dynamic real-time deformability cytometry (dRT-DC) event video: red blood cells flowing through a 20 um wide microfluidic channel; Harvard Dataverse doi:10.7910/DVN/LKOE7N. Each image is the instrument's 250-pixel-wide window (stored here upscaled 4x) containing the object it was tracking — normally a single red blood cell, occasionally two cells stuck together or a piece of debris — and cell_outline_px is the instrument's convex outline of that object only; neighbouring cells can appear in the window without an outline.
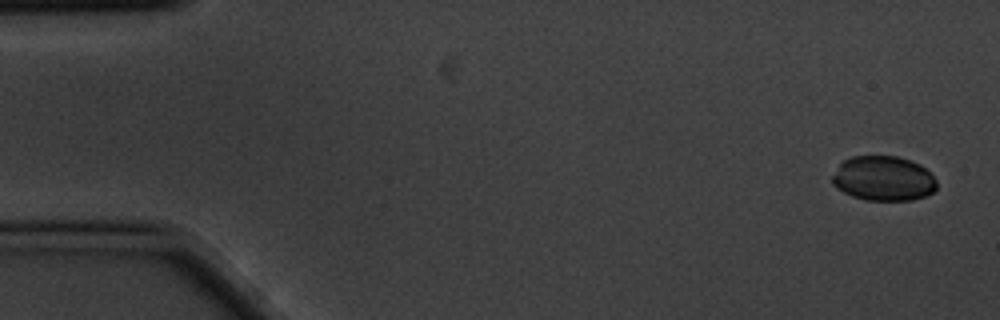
{"species": "common noctule bat (a hibernating species)", "species_latin": "Nyctalus noctula", "temperature_condition": "cold", "stored_images_in_passage": 7, "camera_frame_rate_fps": 3000, "um_per_image_px": 0.085, "animal": {"sex": "male", "body_mass_g": 20.1, "forearm_length_mm": 53.5}, "frame": {"image": 1, "passage_image": 1, "time_ms": 0.0, "image_size_px": [1000, 320], "cell_outline_px": [[936, 188], [932, 192], [924, 196], [912, 200], [864, 200], [852, 196], [836, 188], [832, 184], [832, 176], [840, 164], [844, 160], [852, 156], [896, 156], [920, 164], [936, 180]], "centroid_in_image_um": [75.06, 15.18], "position_along_channel_um": 9.9, "area_um2": 27.11}}